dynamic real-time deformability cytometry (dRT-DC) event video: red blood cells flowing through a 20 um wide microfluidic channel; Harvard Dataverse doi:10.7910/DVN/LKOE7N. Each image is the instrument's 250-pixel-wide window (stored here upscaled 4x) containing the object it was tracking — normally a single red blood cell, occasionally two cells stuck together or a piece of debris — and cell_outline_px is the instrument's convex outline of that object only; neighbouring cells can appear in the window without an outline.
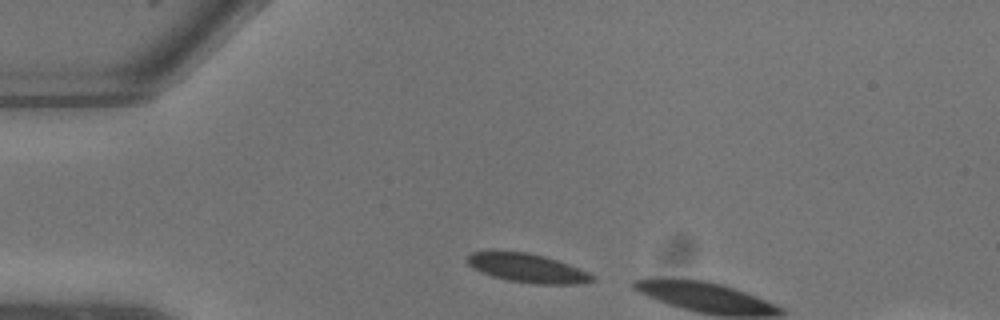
{"species": "common noctule bat (a hibernating species)", "species_latin": "Nyctalus noctula", "temperature_condition": "warm", "stored_images_in_passage": 2, "camera_frame_rate_fps": 3000, "um_per_image_px": 0.085, "animal": {"sex": "male", "body_mass_g": 13.3}, "frame": {"image": 1, "passage_image": 1, "time_ms": 0.0, "image_size_px": [1000, 320], "cell_outline_px": [[596, 280], [584, 284], [536, 284], [508, 280], [492, 276], [480, 272], [472, 268], [468, 264], [468, 256], [472, 252], [528, 252], [544, 256], [580, 268], [596, 276]], "centroid_in_image_um": [44.9, 22.81], "position_along_channel_um": 40.1, "area_um2": 20.92}}